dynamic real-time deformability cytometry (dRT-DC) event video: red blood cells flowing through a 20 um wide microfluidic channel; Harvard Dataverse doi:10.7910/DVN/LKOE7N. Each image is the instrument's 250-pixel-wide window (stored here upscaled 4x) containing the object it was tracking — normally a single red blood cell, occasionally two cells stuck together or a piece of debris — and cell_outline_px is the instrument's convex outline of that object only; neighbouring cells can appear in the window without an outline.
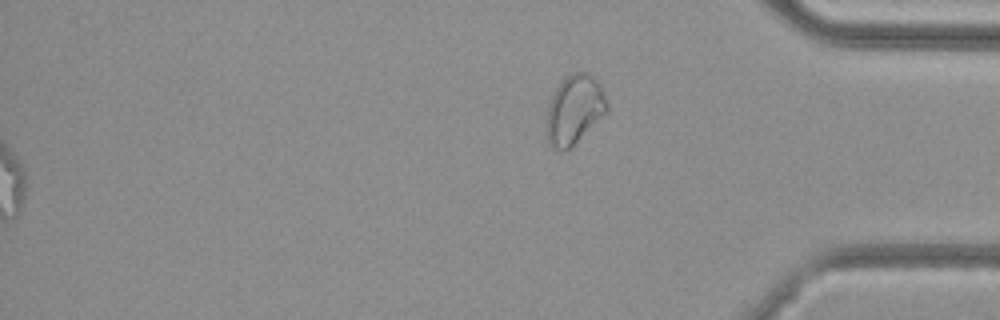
{"species": "common noctule bat (a hibernating species)", "species_latin": "Nyctalus noctula", "temperature_condition": "cold", "stored_images_in_passage": 44, "segment_of_instrument_passage": [2, 2], "camera_frame_rate_fps": 3000, "um_per_image_px": 0.085, "animal": {"sex": "female", "body_mass_g": 29.2, "forearm_length_mm": 56.3}, "frame": {"image": 1, "passage_image": 44, "time_ms": 14.333, "image_size_px": [1000, 320], "cell_outline_px": [[608, 112], [564, 152], [556, 148], [548, 140], [548, 108], [552, 96], [556, 88], [572, 72], [584, 72], [592, 76], [600, 84], [604, 92], [608, 104]], "centroid_in_image_um": [48.87, 9.29], "position_along_channel_um": 386.3, "area_um2": 23.58}}